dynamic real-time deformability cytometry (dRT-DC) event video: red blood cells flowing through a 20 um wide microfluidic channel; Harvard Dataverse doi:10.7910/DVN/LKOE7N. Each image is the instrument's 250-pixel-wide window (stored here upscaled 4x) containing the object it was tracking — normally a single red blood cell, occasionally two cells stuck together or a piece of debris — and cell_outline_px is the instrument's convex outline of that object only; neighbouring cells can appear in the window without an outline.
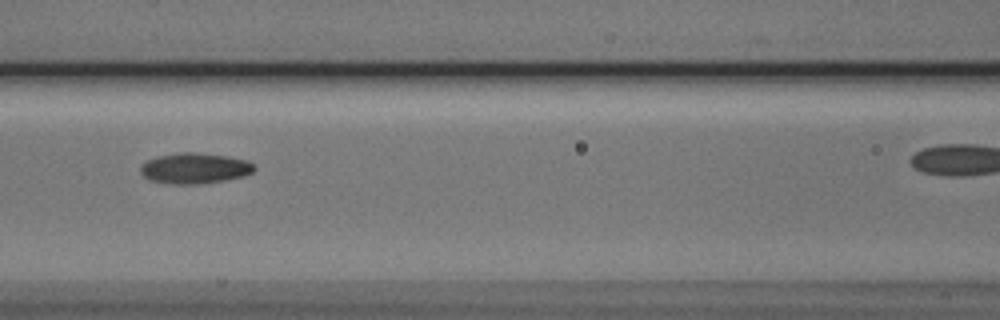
{"species": "Egyptian fruit bat (a non-hibernating species)", "species_latin": "Rousettus aegyptiacus", "temperature_condition": "cold", "stored_images_in_passage": 7, "camera_frame_rate_fps": 3000, "um_per_image_px": 0.085, "animal": {"sex": "male"}, "frame": {"image": 1, "passage_image": 4, "time_ms": 4.333, "image_size_px": [1000, 320], "cell_outline_px": [[256, 168], [252, 172], [244, 176], [224, 180], [196, 184], [168, 184], [152, 180], [144, 176], [140, 172], [140, 168], [148, 160], [156, 156], [180, 152], [196, 152], [228, 156], [248, 160]], "centroid_in_image_um": [16.56, 14.29], "position_along_channel_um": 150.0, "area_um2": 20.29}}
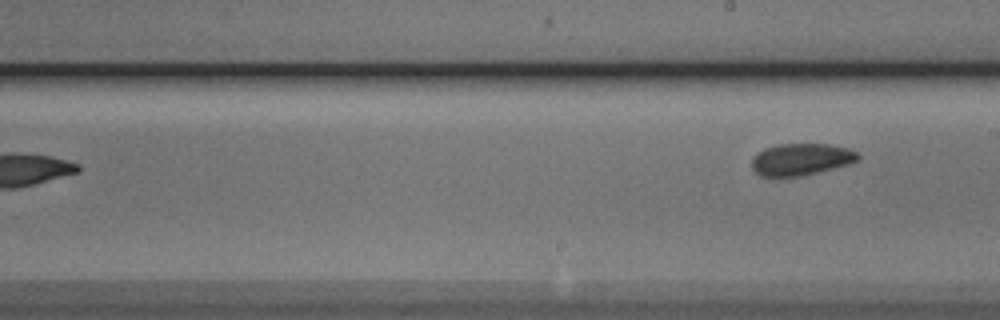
{"frame": {"image": 2, "passage_image": 7, "time_ms": 8.0, "image_size_px": [1000, 320], "cell_outline_px": [[860, 156], [856, 160], [848, 164], [800, 176], [760, 176], [752, 168], [752, 160], [756, 152], [764, 148], [776, 144], [828, 144], [848, 148], [856, 152]], "centroid_in_image_um": [68.04, 13.53], "position_along_channel_um": 221.0, "area_um2": 19.54}}